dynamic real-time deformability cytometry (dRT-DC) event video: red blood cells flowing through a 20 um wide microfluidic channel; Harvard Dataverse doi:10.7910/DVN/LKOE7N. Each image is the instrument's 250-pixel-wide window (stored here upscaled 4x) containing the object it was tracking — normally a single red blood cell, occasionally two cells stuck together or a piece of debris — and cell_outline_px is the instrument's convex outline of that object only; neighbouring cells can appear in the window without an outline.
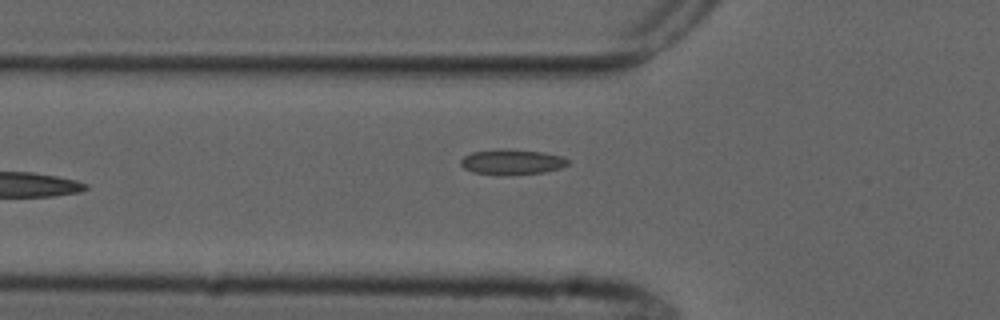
{"species": "common noctule bat (a hibernating species)", "species_latin": "Nyctalus noctula", "temperature_condition": "cold", "stored_images_in_passage": 7, "camera_frame_rate_fps": 3000, "um_per_image_px": 0.085, "animal": {"sex": "male", "forearm_length_mm": 52.5}, "frame": {"image": 1, "passage_image": 6, "time_ms": 7.0, "image_size_px": [1000, 320], "cell_outline_px": [[568, 164], [560, 168], [544, 172], [508, 176], [500, 176], [472, 172], [464, 168], [460, 164], [460, 160], [464, 156], [472, 152], [544, 152], [564, 156], [568, 160]], "centroid_in_image_um": [43.53, 13.84], "position_along_channel_um": 82.3, "area_um2": 15.14}}
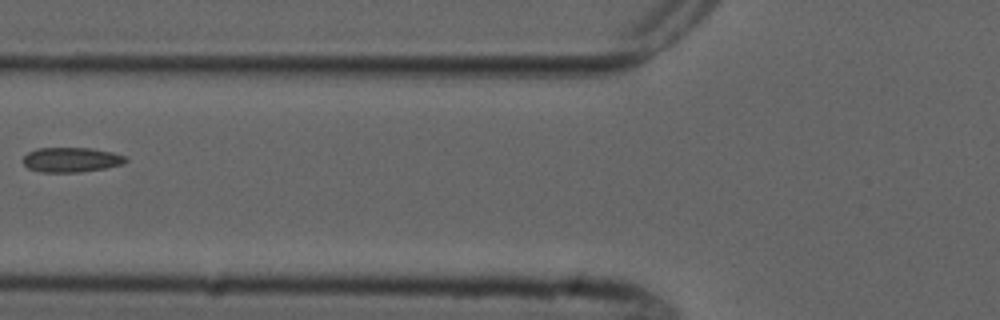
{"frame": {"image": 2, "passage_image": 7, "time_ms": 8.0, "image_size_px": [1000, 320], "cell_outline_px": [[128, 160], [124, 164], [104, 168], [80, 172], [40, 172], [28, 168], [24, 164], [24, 156], [28, 152], [36, 148], [88, 148], [112, 152], [128, 156]], "centroid_in_image_um": [6.08, 13.58], "position_along_channel_um": 119.7, "area_um2": 14.85}}